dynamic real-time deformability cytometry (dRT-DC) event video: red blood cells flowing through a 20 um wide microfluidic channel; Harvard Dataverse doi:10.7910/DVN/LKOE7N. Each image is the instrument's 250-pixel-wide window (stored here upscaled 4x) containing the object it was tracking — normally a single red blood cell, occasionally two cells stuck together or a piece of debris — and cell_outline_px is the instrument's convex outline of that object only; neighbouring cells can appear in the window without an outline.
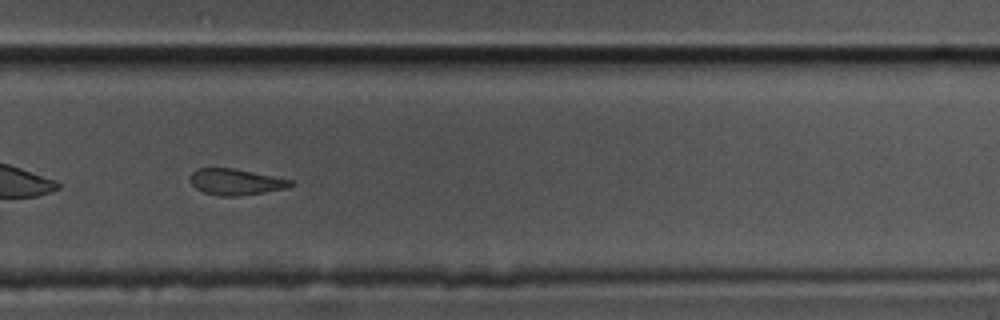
{"species": "common noctule bat (a hibernating species)", "species_latin": "Nyctalus noctula", "temperature_condition": "cold", "stored_images_in_passage": 42, "segment_of_instrument_passage": [1, 2], "camera_frame_rate_fps": 3000, "um_per_image_px": 0.085, "animal": {"sex": "male", "body_mass_g": 17.5, "forearm_length_mm": 52.3}, "frame": {"image": 1, "passage_image": 24, "time_ms": 7.667, "image_size_px": [1000, 320], "cell_outline_px": [[296, 184], [288, 188], [264, 192], [236, 196], [216, 196], [204, 192], [196, 188], [192, 184], [192, 172], [196, 168], [232, 168], [292, 180]], "centroid_in_image_um": [20.06, 15.47], "position_along_channel_um": 309.7, "area_um2": 15.14}}